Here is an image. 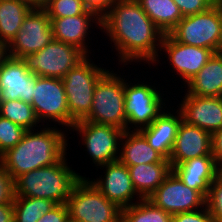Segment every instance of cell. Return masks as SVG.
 I'll use <instances>...</instances> for the list:
<instances>
[{
    "label": "cell",
    "instance_id": "cell-1",
    "mask_svg": "<svg viewBox=\"0 0 222 222\" xmlns=\"http://www.w3.org/2000/svg\"><path fill=\"white\" fill-rule=\"evenodd\" d=\"M101 33L110 40L111 53L117 52V65H128V71L135 63L152 70L164 37L136 0H118L101 18Z\"/></svg>",
    "mask_w": 222,
    "mask_h": 222
},
{
    "label": "cell",
    "instance_id": "cell-2",
    "mask_svg": "<svg viewBox=\"0 0 222 222\" xmlns=\"http://www.w3.org/2000/svg\"><path fill=\"white\" fill-rule=\"evenodd\" d=\"M56 126L27 130L22 140L0 156V162L14 181L18 176L58 163L70 145L68 131ZM69 144V145H68ZM68 147V148H67Z\"/></svg>",
    "mask_w": 222,
    "mask_h": 222
},
{
    "label": "cell",
    "instance_id": "cell-3",
    "mask_svg": "<svg viewBox=\"0 0 222 222\" xmlns=\"http://www.w3.org/2000/svg\"><path fill=\"white\" fill-rule=\"evenodd\" d=\"M68 158L66 154L54 165L18 176L14 180V196L44 198L56 204H66L75 185L86 177L71 167L74 165H70Z\"/></svg>",
    "mask_w": 222,
    "mask_h": 222
},
{
    "label": "cell",
    "instance_id": "cell-4",
    "mask_svg": "<svg viewBox=\"0 0 222 222\" xmlns=\"http://www.w3.org/2000/svg\"><path fill=\"white\" fill-rule=\"evenodd\" d=\"M133 74L134 73L130 74V76L125 74L124 107L127 131H139L140 129L149 126L154 119L157 118L167 106H169L168 104H172L169 103V100L170 102L173 100L172 98L169 99L170 97L167 95H173V93L168 90L169 88L162 87L164 85H161L160 87V84L157 83L158 81L156 79L153 81L152 75L149 78L151 81L148 79L146 80V74L144 78L142 77V80L144 79L143 81L140 80L141 76L139 79H136L135 77V79L132 78L129 81L128 78H131V75ZM164 89L167 91H164Z\"/></svg>",
    "mask_w": 222,
    "mask_h": 222
},
{
    "label": "cell",
    "instance_id": "cell-5",
    "mask_svg": "<svg viewBox=\"0 0 222 222\" xmlns=\"http://www.w3.org/2000/svg\"><path fill=\"white\" fill-rule=\"evenodd\" d=\"M119 69H123V73ZM116 70L110 67L96 83L90 113L83 120L115 126L125 131L124 71L126 70H124V66H120Z\"/></svg>",
    "mask_w": 222,
    "mask_h": 222
},
{
    "label": "cell",
    "instance_id": "cell-6",
    "mask_svg": "<svg viewBox=\"0 0 222 222\" xmlns=\"http://www.w3.org/2000/svg\"><path fill=\"white\" fill-rule=\"evenodd\" d=\"M102 65L87 56L62 78L69 113L75 121L83 120L90 113L96 83L109 70Z\"/></svg>",
    "mask_w": 222,
    "mask_h": 222
},
{
    "label": "cell",
    "instance_id": "cell-7",
    "mask_svg": "<svg viewBox=\"0 0 222 222\" xmlns=\"http://www.w3.org/2000/svg\"><path fill=\"white\" fill-rule=\"evenodd\" d=\"M69 218L81 222H121L122 209L87 178L75 185L66 201Z\"/></svg>",
    "mask_w": 222,
    "mask_h": 222
},
{
    "label": "cell",
    "instance_id": "cell-8",
    "mask_svg": "<svg viewBox=\"0 0 222 222\" xmlns=\"http://www.w3.org/2000/svg\"><path fill=\"white\" fill-rule=\"evenodd\" d=\"M68 131V134H72L73 132V135L68 137V139L72 138L73 140V137L78 134V144L79 146L83 145V150L86 151L85 154H88L85 156L86 158L90 157L89 159L92 160L94 167L97 168L118 160L120 141L124 133L123 129L80 120L76 121Z\"/></svg>",
    "mask_w": 222,
    "mask_h": 222
},
{
    "label": "cell",
    "instance_id": "cell-9",
    "mask_svg": "<svg viewBox=\"0 0 222 222\" xmlns=\"http://www.w3.org/2000/svg\"><path fill=\"white\" fill-rule=\"evenodd\" d=\"M159 54L160 55H158L157 59L151 66L153 69L155 68L157 70L159 63L160 69H163L161 66H164V63V68L166 67V64L169 63V66L167 65L166 68L169 67L168 71L174 73L172 74L173 77L175 75L176 78L179 77L177 80L180 81L177 83L179 84V82H181L182 86L178 87L177 91H180L179 88L182 89V87L200 71L214 52L211 49L182 44L176 41L170 34H165L160 46ZM163 58H166L167 60H164Z\"/></svg>",
    "mask_w": 222,
    "mask_h": 222
},
{
    "label": "cell",
    "instance_id": "cell-10",
    "mask_svg": "<svg viewBox=\"0 0 222 222\" xmlns=\"http://www.w3.org/2000/svg\"><path fill=\"white\" fill-rule=\"evenodd\" d=\"M32 95L31 105L42 125L69 130L76 122L69 113L62 79L38 76Z\"/></svg>",
    "mask_w": 222,
    "mask_h": 222
},
{
    "label": "cell",
    "instance_id": "cell-11",
    "mask_svg": "<svg viewBox=\"0 0 222 222\" xmlns=\"http://www.w3.org/2000/svg\"><path fill=\"white\" fill-rule=\"evenodd\" d=\"M222 8L218 2L206 11L184 16L169 33L176 41L216 53L221 34Z\"/></svg>",
    "mask_w": 222,
    "mask_h": 222
},
{
    "label": "cell",
    "instance_id": "cell-12",
    "mask_svg": "<svg viewBox=\"0 0 222 222\" xmlns=\"http://www.w3.org/2000/svg\"><path fill=\"white\" fill-rule=\"evenodd\" d=\"M86 57L87 55L74 45L53 39L42 50L27 54L22 59L31 73L62 79Z\"/></svg>",
    "mask_w": 222,
    "mask_h": 222
},
{
    "label": "cell",
    "instance_id": "cell-13",
    "mask_svg": "<svg viewBox=\"0 0 222 222\" xmlns=\"http://www.w3.org/2000/svg\"><path fill=\"white\" fill-rule=\"evenodd\" d=\"M51 20L44 9H32L22 22L20 31L7 45L11 57L23 58L42 50L53 40Z\"/></svg>",
    "mask_w": 222,
    "mask_h": 222
},
{
    "label": "cell",
    "instance_id": "cell-14",
    "mask_svg": "<svg viewBox=\"0 0 222 222\" xmlns=\"http://www.w3.org/2000/svg\"><path fill=\"white\" fill-rule=\"evenodd\" d=\"M147 199L171 215L206 206V198L199 191L185 185L173 171Z\"/></svg>",
    "mask_w": 222,
    "mask_h": 222
},
{
    "label": "cell",
    "instance_id": "cell-15",
    "mask_svg": "<svg viewBox=\"0 0 222 222\" xmlns=\"http://www.w3.org/2000/svg\"><path fill=\"white\" fill-rule=\"evenodd\" d=\"M97 168L103 170L99 177L96 179L87 178L104 196L111 202L116 203L121 209L129 207L142 199L133 187L129 169L125 164L117 160Z\"/></svg>",
    "mask_w": 222,
    "mask_h": 222
},
{
    "label": "cell",
    "instance_id": "cell-16",
    "mask_svg": "<svg viewBox=\"0 0 222 222\" xmlns=\"http://www.w3.org/2000/svg\"><path fill=\"white\" fill-rule=\"evenodd\" d=\"M50 20L54 40L74 45L82 50L87 56L94 55L92 54L95 51L91 47L93 45L91 40H94L92 38L96 34L93 29H99V36L101 31V19L94 12L88 10L81 15L50 18ZM92 32H94V35L91 34Z\"/></svg>",
    "mask_w": 222,
    "mask_h": 222
},
{
    "label": "cell",
    "instance_id": "cell-17",
    "mask_svg": "<svg viewBox=\"0 0 222 222\" xmlns=\"http://www.w3.org/2000/svg\"><path fill=\"white\" fill-rule=\"evenodd\" d=\"M177 97L181 101L177 100L175 106L186 123L204 129L211 135L222 128V97L191 94Z\"/></svg>",
    "mask_w": 222,
    "mask_h": 222
},
{
    "label": "cell",
    "instance_id": "cell-18",
    "mask_svg": "<svg viewBox=\"0 0 222 222\" xmlns=\"http://www.w3.org/2000/svg\"><path fill=\"white\" fill-rule=\"evenodd\" d=\"M37 78L22 58L8 55L0 65V102L20 99L31 104Z\"/></svg>",
    "mask_w": 222,
    "mask_h": 222
},
{
    "label": "cell",
    "instance_id": "cell-19",
    "mask_svg": "<svg viewBox=\"0 0 222 222\" xmlns=\"http://www.w3.org/2000/svg\"><path fill=\"white\" fill-rule=\"evenodd\" d=\"M172 103L149 126L139 130L148 144L167 160L170 159L179 125L183 120L181 112L173 106L176 101Z\"/></svg>",
    "mask_w": 222,
    "mask_h": 222
},
{
    "label": "cell",
    "instance_id": "cell-20",
    "mask_svg": "<svg viewBox=\"0 0 222 222\" xmlns=\"http://www.w3.org/2000/svg\"><path fill=\"white\" fill-rule=\"evenodd\" d=\"M212 135L204 129L181 121L170 154V165H177L187 160L212 155Z\"/></svg>",
    "mask_w": 222,
    "mask_h": 222
},
{
    "label": "cell",
    "instance_id": "cell-21",
    "mask_svg": "<svg viewBox=\"0 0 222 222\" xmlns=\"http://www.w3.org/2000/svg\"><path fill=\"white\" fill-rule=\"evenodd\" d=\"M171 168L185 185L199 191L205 198H207L211 183L222 171L213 155L196 157L171 165Z\"/></svg>",
    "mask_w": 222,
    "mask_h": 222
},
{
    "label": "cell",
    "instance_id": "cell-22",
    "mask_svg": "<svg viewBox=\"0 0 222 222\" xmlns=\"http://www.w3.org/2000/svg\"><path fill=\"white\" fill-rule=\"evenodd\" d=\"M178 95L222 97V55L214 53ZM186 88V90H185Z\"/></svg>",
    "mask_w": 222,
    "mask_h": 222
},
{
    "label": "cell",
    "instance_id": "cell-23",
    "mask_svg": "<svg viewBox=\"0 0 222 222\" xmlns=\"http://www.w3.org/2000/svg\"><path fill=\"white\" fill-rule=\"evenodd\" d=\"M118 160L128 166L160 163L165 158L153 149L139 131L125 130L120 141Z\"/></svg>",
    "mask_w": 222,
    "mask_h": 222
},
{
    "label": "cell",
    "instance_id": "cell-24",
    "mask_svg": "<svg viewBox=\"0 0 222 222\" xmlns=\"http://www.w3.org/2000/svg\"><path fill=\"white\" fill-rule=\"evenodd\" d=\"M133 187L142 199H147L172 171L169 160L160 163L128 166Z\"/></svg>",
    "mask_w": 222,
    "mask_h": 222
},
{
    "label": "cell",
    "instance_id": "cell-25",
    "mask_svg": "<svg viewBox=\"0 0 222 222\" xmlns=\"http://www.w3.org/2000/svg\"><path fill=\"white\" fill-rule=\"evenodd\" d=\"M32 9L24 0H0V41L8 45Z\"/></svg>",
    "mask_w": 222,
    "mask_h": 222
},
{
    "label": "cell",
    "instance_id": "cell-26",
    "mask_svg": "<svg viewBox=\"0 0 222 222\" xmlns=\"http://www.w3.org/2000/svg\"><path fill=\"white\" fill-rule=\"evenodd\" d=\"M136 1L164 35L169 34L183 19L180 9L173 0Z\"/></svg>",
    "mask_w": 222,
    "mask_h": 222
},
{
    "label": "cell",
    "instance_id": "cell-27",
    "mask_svg": "<svg viewBox=\"0 0 222 222\" xmlns=\"http://www.w3.org/2000/svg\"><path fill=\"white\" fill-rule=\"evenodd\" d=\"M0 116L26 130H35L43 126L30 103L20 99L0 102Z\"/></svg>",
    "mask_w": 222,
    "mask_h": 222
},
{
    "label": "cell",
    "instance_id": "cell-28",
    "mask_svg": "<svg viewBox=\"0 0 222 222\" xmlns=\"http://www.w3.org/2000/svg\"><path fill=\"white\" fill-rule=\"evenodd\" d=\"M56 205L49 199L14 196V222H37Z\"/></svg>",
    "mask_w": 222,
    "mask_h": 222
},
{
    "label": "cell",
    "instance_id": "cell-29",
    "mask_svg": "<svg viewBox=\"0 0 222 222\" xmlns=\"http://www.w3.org/2000/svg\"><path fill=\"white\" fill-rule=\"evenodd\" d=\"M121 222H172V215L156 207L148 199L123 208Z\"/></svg>",
    "mask_w": 222,
    "mask_h": 222
},
{
    "label": "cell",
    "instance_id": "cell-30",
    "mask_svg": "<svg viewBox=\"0 0 222 222\" xmlns=\"http://www.w3.org/2000/svg\"><path fill=\"white\" fill-rule=\"evenodd\" d=\"M44 10L49 18L73 17L88 11L82 0H50Z\"/></svg>",
    "mask_w": 222,
    "mask_h": 222
},
{
    "label": "cell",
    "instance_id": "cell-31",
    "mask_svg": "<svg viewBox=\"0 0 222 222\" xmlns=\"http://www.w3.org/2000/svg\"><path fill=\"white\" fill-rule=\"evenodd\" d=\"M27 130L0 116V156L15 147Z\"/></svg>",
    "mask_w": 222,
    "mask_h": 222
},
{
    "label": "cell",
    "instance_id": "cell-32",
    "mask_svg": "<svg viewBox=\"0 0 222 222\" xmlns=\"http://www.w3.org/2000/svg\"><path fill=\"white\" fill-rule=\"evenodd\" d=\"M206 207L215 222H222V171L210 185L206 198Z\"/></svg>",
    "mask_w": 222,
    "mask_h": 222
},
{
    "label": "cell",
    "instance_id": "cell-33",
    "mask_svg": "<svg viewBox=\"0 0 222 222\" xmlns=\"http://www.w3.org/2000/svg\"><path fill=\"white\" fill-rule=\"evenodd\" d=\"M180 9L182 16H189L206 11L213 6L217 0H173Z\"/></svg>",
    "mask_w": 222,
    "mask_h": 222
},
{
    "label": "cell",
    "instance_id": "cell-34",
    "mask_svg": "<svg viewBox=\"0 0 222 222\" xmlns=\"http://www.w3.org/2000/svg\"><path fill=\"white\" fill-rule=\"evenodd\" d=\"M172 222H215L205 206L202 209L172 215Z\"/></svg>",
    "mask_w": 222,
    "mask_h": 222
},
{
    "label": "cell",
    "instance_id": "cell-35",
    "mask_svg": "<svg viewBox=\"0 0 222 222\" xmlns=\"http://www.w3.org/2000/svg\"><path fill=\"white\" fill-rule=\"evenodd\" d=\"M14 181L0 162V204L13 203Z\"/></svg>",
    "mask_w": 222,
    "mask_h": 222
},
{
    "label": "cell",
    "instance_id": "cell-36",
    "mask_svg": "<svg viewBox=\"0 0 222 222\" xmlns=\"http://www.w3.org/2000/svg\"><path fill=\"white\" fill-rule=\"evenodd\" d=\"M69 213L66 204H57L37 222H68Z\"/></svg>",
    "mask_w": 222,
    "mask_h": 222
},
{
    "label": "cell",
    "instance_id": "cell-37",
    "mask_svg": "<svg viewBox=\"0 0 222 222\" xmlns=\"http://www.w3.org/2000/svg\"><path fill=\"white\" fill-rule=\"evenodd\" d=\"M118 0H82L85 8L94 12L100 19Z\"/></svg>",
    "mask_w": 222,
    "mask_h": 222
},
{
    "label": "cell",
    "instance_id": "cell-38",
    "mask_svg": "<svg viewBox=\"0 0 222 222\" xmlns=\"http://www.w3.org/2000/svg\"><path fill=\"white\" fill-rule=\"evenodd\" d=\"M211 146L216 164L222 169V128L212 134Z\"/></svg>",
    "mask_w": 222,
    "mask_h": 222
},
{
    "label": "cell",
    "instance_id": "cell-39",
    "mask_svg": "<svg viewBox=\"0 0 222 222\" xmlns=\"http://www.w3.org/2000/svg\"><path fill=\"white\" fill-rule=\"evenodd\" d=\"M0 222H14L13 203L0 204Z\"/></svg>",
    "mask_w": 222,
    "mask_h": 222
},
{
    "label": "cell",
    "instance_id": "cell-40",
    "mask_svg": "<svg viewBox=\"0 0 222 222\" xmlns=\"http://www.w3.org/2000/svg\"><path fill=\"white\" fill-rule=\"evenodd\" d=\"M33 9H44L50 0H24Z\"/></svg>",
    "mask_w": 222,
    "mask_h": 222
},
{
    "label": "cell",
    "instance_id": "cell-41",
    "mask_svg": "<svg viewBox=\"0 0 222 222\" xmlns=\"http://www.w3.org/2000/svg\"><path fill=\"white\" fill-rule=\"evenodd\" d=\"M7 56V45L4 42L0 41V65Z\"/></svg>",
    "mask_w": 222,
    "mask_h": 222
},
{
    "label": "cell",
    "instance_id": "cell-42",
    "mask_svg": "<svg viewBox=\"0 0 222 222\" xmlns=\"http://www.w3.org/2000/svg\"><path fill=\"white\" fill-rule=\"evenodd\" d=\"M216 53L222 55V27H221V34L217 43Z\"/></svg>",
    "mask_w": 222,
    "mask_h": 222
},
{
    "label": "cell",
    "instance_id": "cell-43",
    "mask_svg": "<svg viewBox=\"0 0 222 222\" xmlns=\"http://www.w3.org/2000/svg\"><path fill=\"white\" fill-rule=\"evenodd\" d=\"M68 222H81V221H77V220H73L69 218Z\"/></svg>",
    "mask_w": 222,
    "mask_h": 222
},
{
    "label": "cell",
    "instance_id": "cell-44",
    "mask_svg": "<svg viewBox=\"0 0 222 222\" xmlns=\"http://www.w3.org/2000/svg\"><path fill=\"white\" fill-rule=\"evenodd\" d=\"M217 2L220 4V6L222 8V0H217Z\"/></svg>",
    "mask_w": 222,
    "mask_h": 222
}]
</instances>
